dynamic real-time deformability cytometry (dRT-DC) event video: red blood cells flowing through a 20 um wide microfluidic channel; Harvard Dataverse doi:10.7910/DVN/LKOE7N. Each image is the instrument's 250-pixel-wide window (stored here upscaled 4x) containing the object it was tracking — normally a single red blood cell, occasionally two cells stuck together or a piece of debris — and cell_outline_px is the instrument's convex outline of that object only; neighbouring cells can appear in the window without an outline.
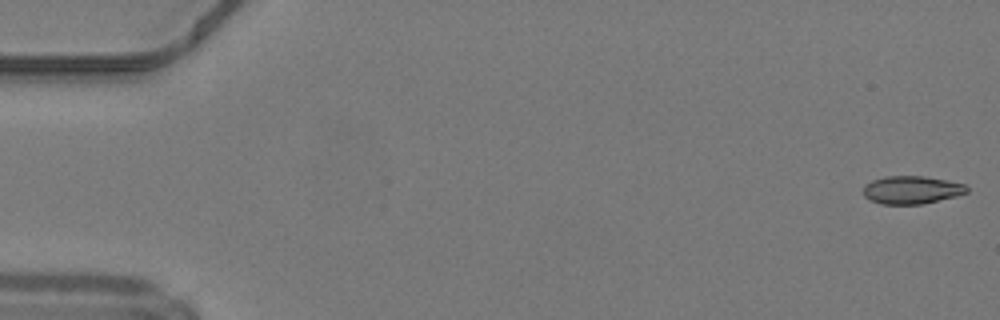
{"species": "common noctule bat (a hibernating species)", "species_latin": "Nyctalus noctula", "temperature_condition": "warm", "stored_images_in_passage": 7, "camera_frame_rate_fps": 3000, "um_per_image_px": 0.085, "animal": {"sex": "male", "body_mass_g": 19.2, "forearm_length_mm": 51.8}, "frame": {"image": 1, "passage_image": 1, "time_ms": 0.0, "image_size_px": [1000, 320], "cell_outline_px": [[968, 192], [956, 196], [920, 204], [880, 204], [864, 196], [864, 184], [872, 180], [884, 176], [924, 176], [948, 180], [964, 184], [968, 188]], "centroid_in_image_um": [77.48, 16.13], "position_along_channel_um": 7.5, "area_um2": 16.82}}